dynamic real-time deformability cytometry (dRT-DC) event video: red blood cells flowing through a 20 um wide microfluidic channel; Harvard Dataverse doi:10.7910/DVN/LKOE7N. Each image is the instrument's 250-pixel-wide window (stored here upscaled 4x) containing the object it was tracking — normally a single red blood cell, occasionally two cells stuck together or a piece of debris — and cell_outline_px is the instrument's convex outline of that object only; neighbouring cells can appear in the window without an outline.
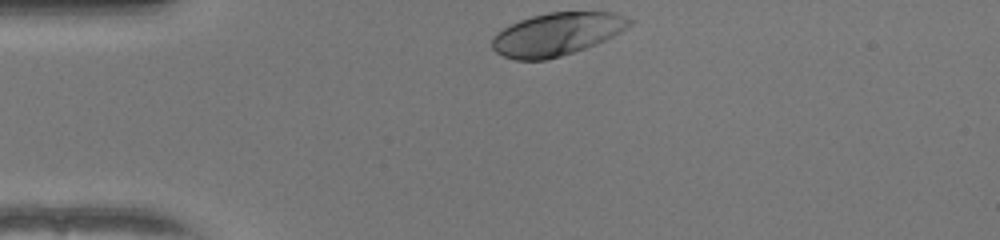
{"species": "human", "species_latin": "Homo sapiens", "temperature_condition": "warm", "stored_images_in_passage": 31, "camera_frame_rate_fps": 3000, "um_per_image_px": 0.085, "donor": {"sex": "female"}, "frame": {"image": 1, "passage_image": 1, "time_ms": 0.0, "image_size_px": [1000, 240], "cell_outline_px": [[632, 24], [628, 28], [604, 40], [584, 48], [560, 56], [544, 60], [516, 60], [504, 56], [496, 52], [492, 48], [492, 36], [496, 32], [520, 20], [532, 16], [548, 12], [612, 12], [632, 20]], "centroid_in_image_um": [47.3, 2.9], "position_along_channel_um": 37.7, "area_um2": 33.93}}
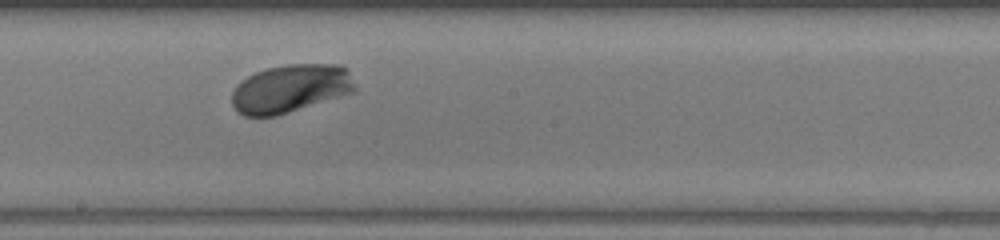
{"frame": {"image": 2, "passage_image": 18, "time_ms": 5.667, "image_size_px": [1000, 240], "cell_outline_px": [[356, 92], [276, 116], [244, 116], [236, 112], [232, 104], [232, 92], [236, 84], [240, 80], [256, 72], [268, 68], [284, 64], [340, 64], [348, 68], [356, 84]], "centroid_in_image_um": [24.71, 7.52], "position_along_channel_um": 223.5, "area_um2": 35.14}}
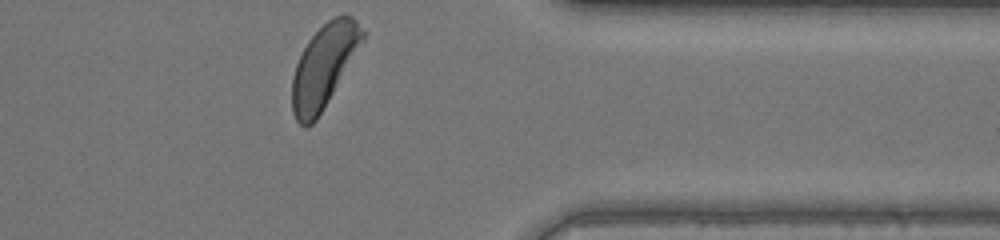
{"frame": {"image": 3, "passage_image": 31, "time_ms": 10.0, "image_size_px": [1000, 240], "cell_outline_px": [[368, 32], [364, 40], [316, 120], [312, 124], [304, 128], [296, 120], [292, 112], [292, 76], [296, 64], [308, 40], [328, 20], [336, 16], [352, 16]], "centroid_in_image_um": [27.53, 5.61], "position_along_channel_um": 383.9, "area_um2": 33.58}, "authors_computed_cell_mechanics": {"area_um2": 33.9286, "velocity_mm_per_s": 3.9825, "shape_relaxation_time_tau1_ms": 1.1923, "shape_relaxation_time_tau2_ms": null, "deformation_change_tau1": 0.1334, "deformation_change_tau2": null}}